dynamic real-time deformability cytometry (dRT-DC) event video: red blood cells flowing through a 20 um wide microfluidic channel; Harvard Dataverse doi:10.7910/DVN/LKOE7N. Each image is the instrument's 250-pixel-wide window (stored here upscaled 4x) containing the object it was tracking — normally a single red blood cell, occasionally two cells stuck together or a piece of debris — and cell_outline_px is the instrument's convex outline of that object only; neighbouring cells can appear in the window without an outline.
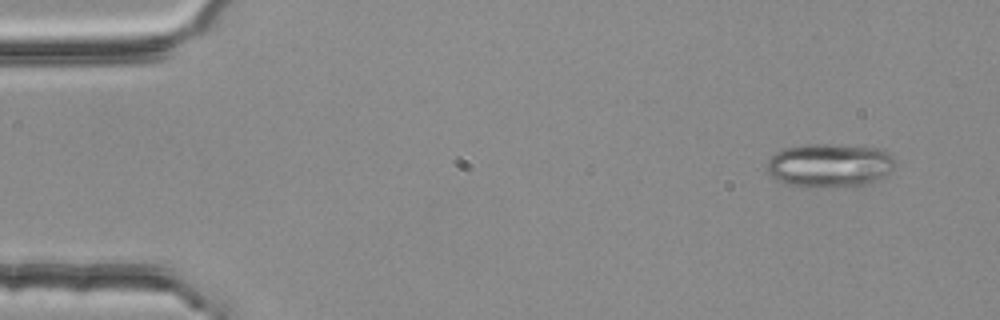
{"species": "common noctule bat (a hibernating species)", "species_latin": "Nyctalus noctula", "temperature_condition": "room temperature", "stored_images_in_passage": 2, "camera_frame_rate_fps": 3000, "um_per_image_px": 0.085, "animal": {"sex": "female", "body_mass_g": 25.1}, "frame": {"image": 1, "passage_image": 2, "time_ms": 0.333, "image_size_px": [1000, 320], "cell_outline_px": [[896, 168], [892, 172], [880, 180], [868, 184], [820, 188], [800, 188], [784, 184], [776, 180], [768, 172], [768, 160], [776, 152], [784, 148], [804, 144], [836, 144], [876, 148], [888, 152], [892, 156], [896, 164]], "centroid_in_image_um": [70.54, 14.08], "position_along_channel_um": 14.5, "area_um2": 33.47}}